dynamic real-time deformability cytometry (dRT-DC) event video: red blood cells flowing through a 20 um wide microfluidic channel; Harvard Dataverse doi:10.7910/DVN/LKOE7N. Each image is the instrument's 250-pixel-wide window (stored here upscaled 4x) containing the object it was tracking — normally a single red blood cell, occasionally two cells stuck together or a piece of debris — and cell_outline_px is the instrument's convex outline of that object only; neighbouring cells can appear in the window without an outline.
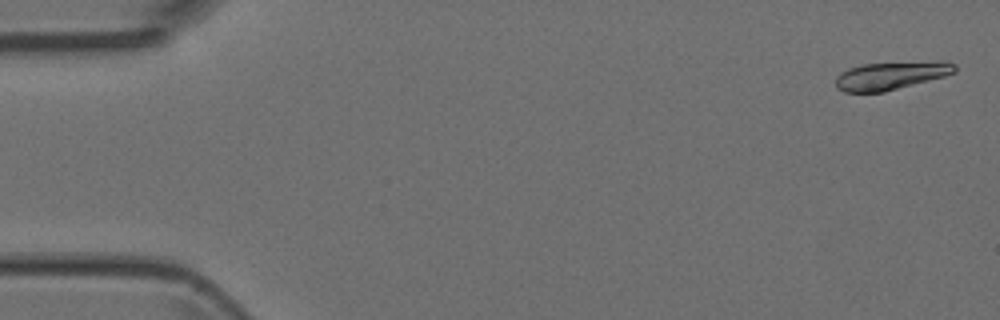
{"species": "Egyptian fruit bat (a non-hibernating species)", "species_latin": "Rousettus aegyptiacus", "temperature_condition": "room temperature", "stored_images_in_passage": 5, "segment_of_instrument_passage": [2, 2], "camera_frame_rate_fps": 3000, "um_per_image_px": 0.085, "animal": {"sex": "female"}, "frame": {"image": 1, "passage_image": 5, "time_ms": 5.0, "image_size_px": [1000, 320], "cell_outline_px": [[956, 72], [944, 76], [884, 92], [844, 92], [836, 88], [836, 76], [840, 72], [848, 68], [864, 64], [944, 60], [956, 64]], "centroid_in_image_um": [75.74, 6.41], "position_along_channel_um": 9.3, "area_um2": 19.59}}